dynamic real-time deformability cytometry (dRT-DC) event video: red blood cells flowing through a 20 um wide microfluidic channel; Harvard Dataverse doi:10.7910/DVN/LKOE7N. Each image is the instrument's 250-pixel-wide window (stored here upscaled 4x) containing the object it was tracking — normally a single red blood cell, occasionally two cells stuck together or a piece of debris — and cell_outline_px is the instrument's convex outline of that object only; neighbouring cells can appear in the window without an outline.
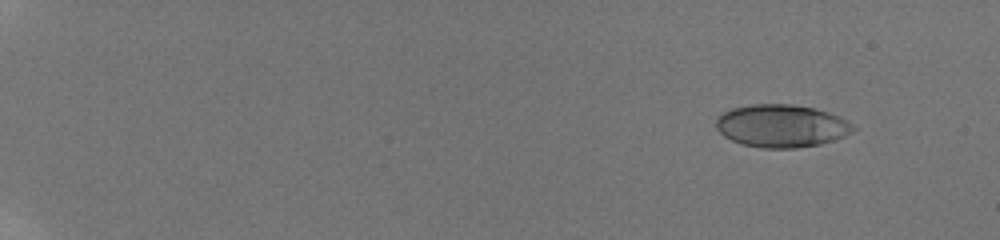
{"species": "human", "species_latin": "Homo sapiens", "temperature_condition": "room temperature", "stored_images_in_passage": 29, "camera_frame_rate_fps": 3000, "um_per_image_px": 0.085, "donor": {"sex": "male"}, "frame": {"image": 1, "passage_image": 5, "time_ms": 1.667, "image_size_px": [1000, 240], "cell_outline_px": [[856, 132], [820, 144], [796, 148], [760, 148], [744, 144], [732, 140], [724, 136], [716, 128], [716, 116], [732, 108], [748, 104], [792, 104], [812, 108], [828, 112], [840, 116], [848, 120], [856, 128]], "centroid_in_image_um": [66.44, 10.69], "position_along_channel_um": 18.6, "area_um2": 34.33}}
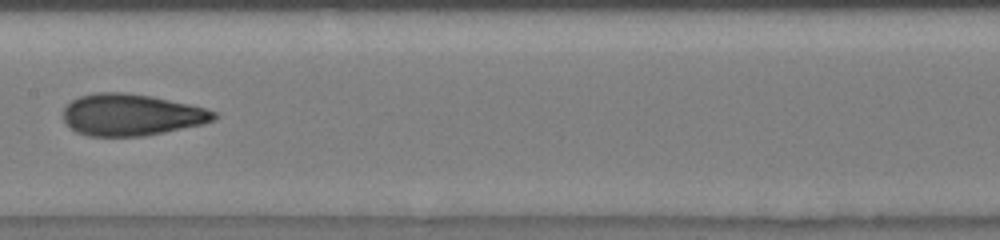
{"frame": {"image": 2, "passage_image": 25, "time_ms": 11.0, "image_size_px": [1000, 240], "cell_outline_px": [[220, 116], [216, 120], [204, 124], [144, 136], [88, 136], [76, 132], [68, 128], [64, 124], [64, 108], [72, 100], [80, 96], [96, 92], [124, 92], [152, 96], [188, 104], [204, 108], [216, 112]], "centroid_in_image_um": [11.16, 9.76], "position_along_channel_um": 196.2, "area_um2": 36.88}}
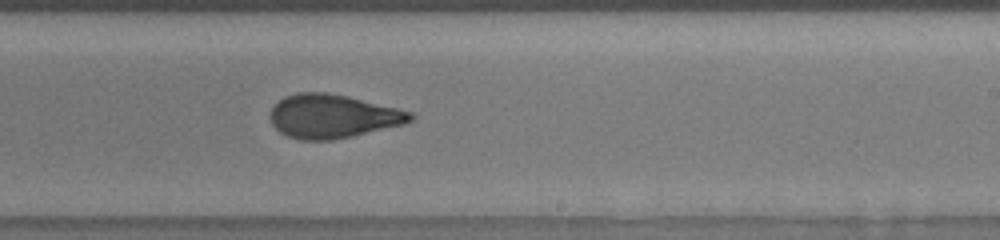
{"frame": {"image": 3, "passage_image": 29, "time_ms": 12.667, "image_size_px": [1000, 240], "cell_outline_px": [[416, 116], [412, 120], [404, 124], [352, 136], [332, 140], [300, 140], [288, 136], [280, 132], [272, 124], [268, 116], [272, 108], [284, 96], [296, 92], [328, 92], [348, 96], [412, 112]], "centroid_in_image_um": [28.26, 9.88], "position_along_channel_um": 260.7, "area_um2": 35.72}}